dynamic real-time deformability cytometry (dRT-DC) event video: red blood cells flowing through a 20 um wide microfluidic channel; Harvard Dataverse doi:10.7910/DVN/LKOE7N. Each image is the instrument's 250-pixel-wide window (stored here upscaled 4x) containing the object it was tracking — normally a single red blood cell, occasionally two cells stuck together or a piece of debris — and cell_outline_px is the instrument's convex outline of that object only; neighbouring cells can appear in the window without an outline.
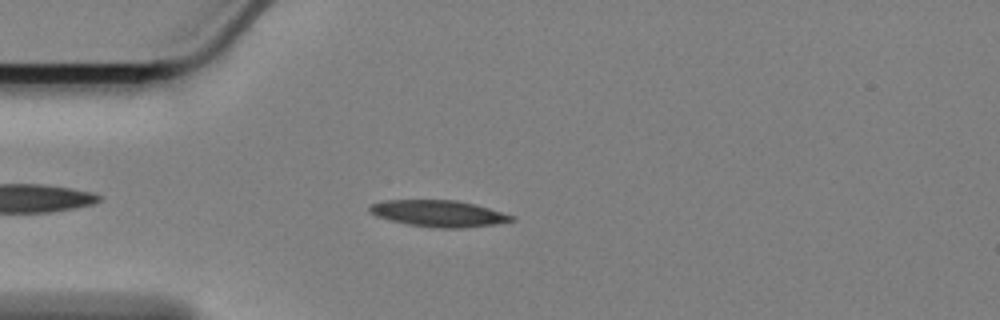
{"species": "Egyptian fruit bat (a non-hibernating species)", "species_latin": "Rousettus aegyptiacus", "temperature_condition": "cold", "stored_images_in_passage": 49, "camera_frame_rate_fps": 3000, "um_per_image_px": 0.085, "animal": {"sex": "female"}, "frame": {"image": 1, "passage_image": 6, "time_ms": 1.667, "image_size_px": [1000, 320], "cell_outline_px": [[516, 220], [492, 224], [464, 228], [432, 228], [408, 224], [376, 216], [368, 208], [372, 204], [384, 200], [456, 200], [488, 208], [512, 216]], "centroid_in_image_um": [37.25, 18.15], "position_along_channel_um": 47.7, "area_um2": 21.5}}
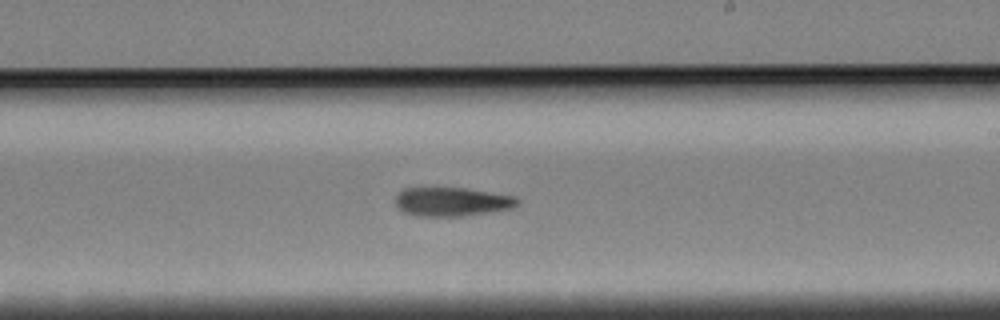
{"frame": {"image": 2, "passage_image": 25, "time_ms": 8.0, "image_size_px": [1000, 320], "cell_outline_px": [[520, 200], [512, 208], [488, 212], [460, 216], [416, 216], [404, 212], [396, 204], [396, 196], [404, 188], [464, 188], [516, 196]], "centroid_in_image_um": [38.41, 17.14], "position_along_channel_um": 250.6, "area_um2": 20.29}}
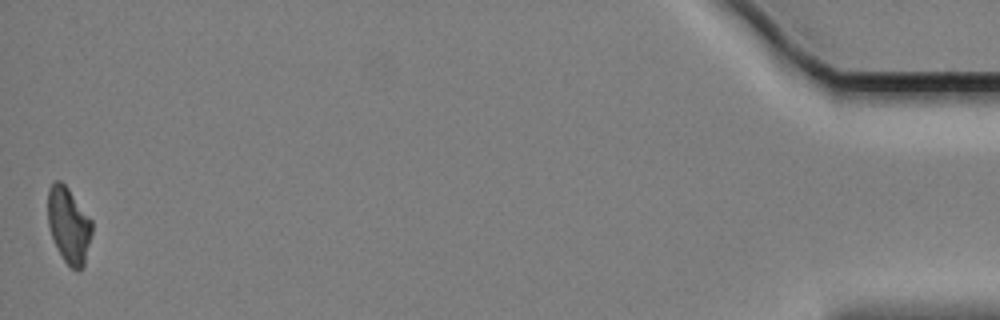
{"frame": {"image": 3, "passage_image": 49, "time_ms": 16.0, "image_size_px": [1000, 320], "cell_outline_px": [[92, 232], [84, 264], [76, 272], [64, 260], [52, 236], [48, 224], [48, 188], [56, 180], [60, 180], [68, 188], [92, 220]], "centroid_in_image_um": [5.85, 19.12], "position_along_channel_um": 429.4, "area_um2": 19.19}}